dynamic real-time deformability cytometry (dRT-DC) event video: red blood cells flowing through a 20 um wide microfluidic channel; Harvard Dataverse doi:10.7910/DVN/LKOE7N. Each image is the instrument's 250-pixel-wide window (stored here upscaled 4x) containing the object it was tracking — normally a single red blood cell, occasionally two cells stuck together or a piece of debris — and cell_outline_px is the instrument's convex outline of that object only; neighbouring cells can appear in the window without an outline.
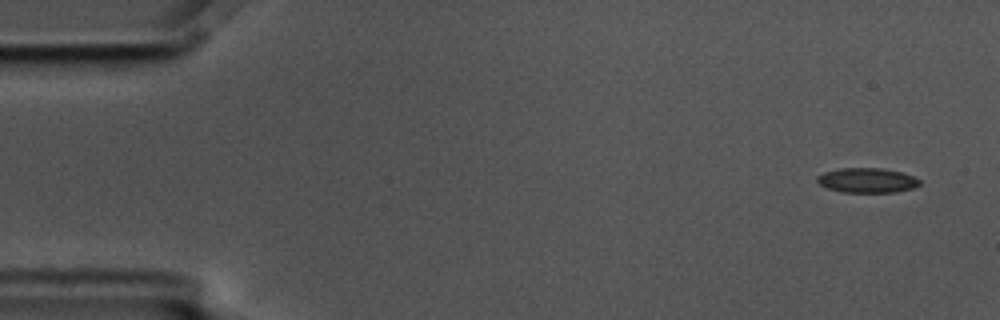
{"species": "common noctule bat (a hibernating species)", "species_latin": "Nyctalus noctula", "temperature_condition": "cold", "stored_images_in_passage": 5, "camera_frame_rate_fps": 3000, "um_per_image_px": 0.085, "animal": {"sex": "male", "body_mass_g": 17.5, "forearm_length_mm": 52.3}, "frame": {"image": 1, "passage_image": 1, "time_ms": 0.0, "image_size_px": [1000, 320], "cell_outline_px": [[920, 184], [912, 188], [896, 192], [840, 192], [828, 188], [820, 184], [816, 180], [816, 176], [824, 172], [840, 168], [880, 168], [900, 172], [912, 176], [920, 180]], "centroid_in_image_um": [73.67, 15.33], "position_along_channel_um": 11.3, "area_um2": 14.68}}
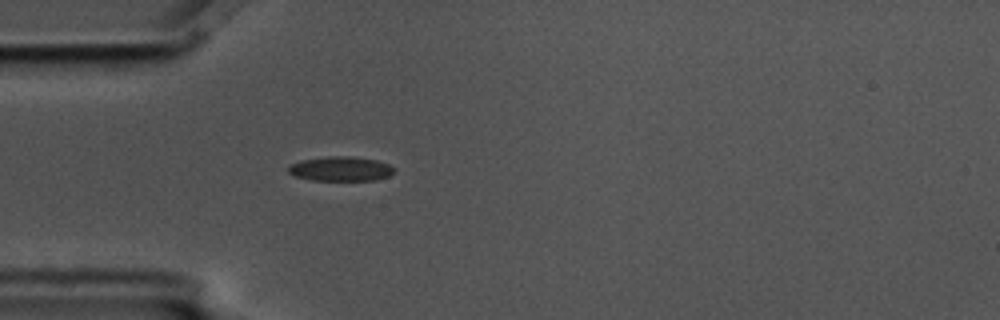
{"frame": {"image": 2, "passage_image": 5, "time_ms": 1.333, "image_size_px": [1000, 320], "cell_outline_px": [[396, 172], [388, 176], [376, 180], [312, 180], [296, 176], [288, 172], [288, 168], [292, 164], [300, 160], [328, 156], [348, 156], [376, 160], [388, 164], [396, 168]], "centroid_in_image_um": [28.99, 14.35], "position_along_channel_um": 56.0, "area_um2": 15.09}}